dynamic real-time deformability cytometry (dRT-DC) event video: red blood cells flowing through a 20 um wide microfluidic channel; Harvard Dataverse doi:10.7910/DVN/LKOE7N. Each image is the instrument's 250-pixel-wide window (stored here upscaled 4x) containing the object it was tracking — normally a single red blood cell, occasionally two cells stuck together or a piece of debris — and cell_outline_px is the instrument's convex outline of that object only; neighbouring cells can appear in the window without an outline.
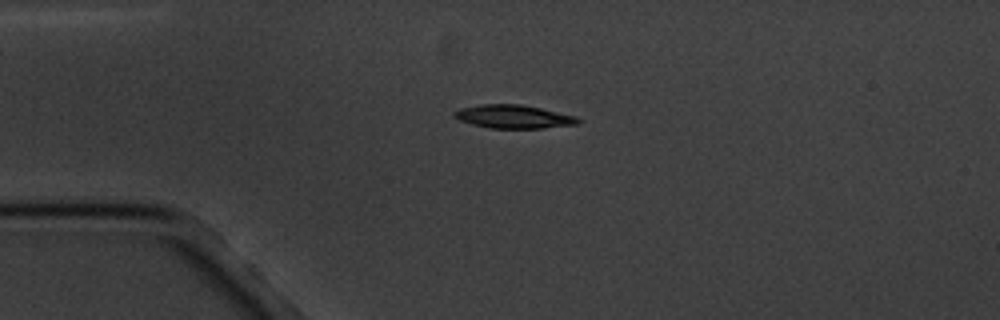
{"species": "common noctule bat (a hibernating species)", "species_latin": "Nyctalus noctula", "temperature_condition": "cold", "stored_images_in_passage": 3, "camera_frame_rate_fps": 3000, "um_per_image_px": 0.085, "animal": {"sex": "male", "body_mass_g": 20.1, "forearm_length_mm": 53.5}, "frame": {"image": 1, "passage_image": 1, "time_ms": 0.0, "image_size_px": [1000, 320], "cell_outline_px": [[584, 120], [580, 124], [544, 128], [488, 128], [472, 124], [460, 120], [452, 116], [452, 112], [460, 108], [480, 104], [520, 104], [540, 108], [576, 116]], "centroid_in_image_um": [43.67, 9.91], "position_along_channel_um": 41.3, "area_um2": 17.05}}
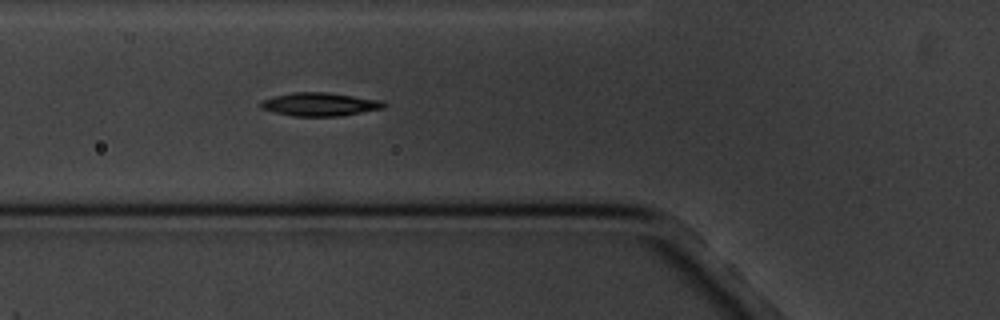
{"frame": {"image": 2, "passage_image": 3, "time_ms": 2.333, "image_size_px": [1000, 320], "cell_outline_px": [[388, 104], [384, 108], [340, 116], [292, 116], [272, 112], [260, 108], [260, 100], [272, 96], [292, 92], [328, 92], [384, 100]], "centroid_in_image_um": [27.18, 8.86], "position_along_channel_um": 98.6, "area_um2": 17.11}}